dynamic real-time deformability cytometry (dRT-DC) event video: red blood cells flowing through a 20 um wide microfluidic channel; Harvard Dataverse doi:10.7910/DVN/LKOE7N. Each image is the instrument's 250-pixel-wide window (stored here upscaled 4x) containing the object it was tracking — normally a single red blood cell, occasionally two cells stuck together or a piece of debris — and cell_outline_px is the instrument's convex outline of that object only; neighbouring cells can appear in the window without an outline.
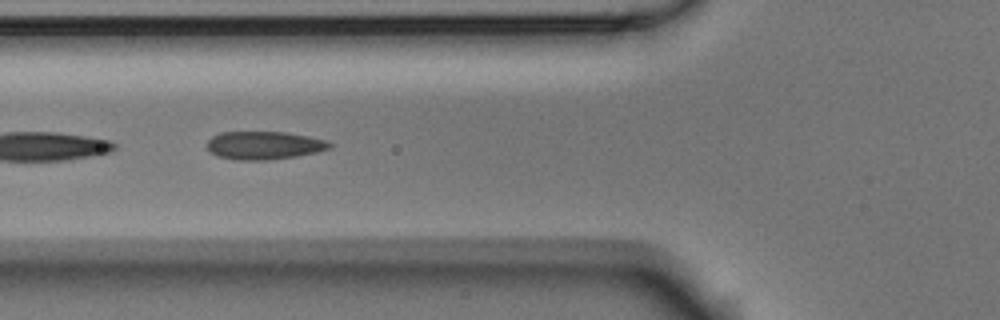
{"species": "Egyptian fruit bat (a non-hibernating species)", "species_latin": "Rousettus aegyptiacus", "temperature_condition": "room temperature", "stored_images_in_passage": 6, "camera_frame_rate_fps": 3000, "um_per_image_px": 0.085, "animal": {"sex": "male"}, "frame": {"image": 1, "passage_image": 5, "time_ms": 1.333, "image_size_px": [1000, 320], "cell_outline_px": [[332, 148], [316, 152], [296, 156], [264, 160], [240, 160], [220, 156], [212, 152], [208, 148], [208, 140], [212, 136], [220, 132], [284, 132], [308, 136], [328, 140], [332, 144]], "centroid_in_image_um": [22.49, 12.34], "position_along_channel_um": 103.3, "area_um2": 19.88}}
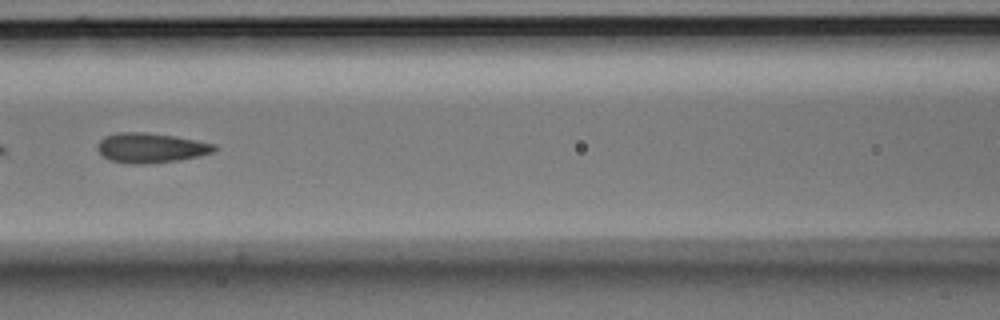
{"frame": {"image": 2, "passage_image": 6, "time_ms": 1.667, "image_size_px": [1000, 320], "cell_outline_px": [[216, 148], [212, 152], [180, 160], [140, 164], [128, 164], [108, 160], [96, 148], [100, 140], [104, 136], [116, 132], [144, 132], [176, 136], [216, 144]], "centroid_in_image_um": [12.78, 12.56], "position_along_channel_um": 153.8, "area_um2": 20.29}}